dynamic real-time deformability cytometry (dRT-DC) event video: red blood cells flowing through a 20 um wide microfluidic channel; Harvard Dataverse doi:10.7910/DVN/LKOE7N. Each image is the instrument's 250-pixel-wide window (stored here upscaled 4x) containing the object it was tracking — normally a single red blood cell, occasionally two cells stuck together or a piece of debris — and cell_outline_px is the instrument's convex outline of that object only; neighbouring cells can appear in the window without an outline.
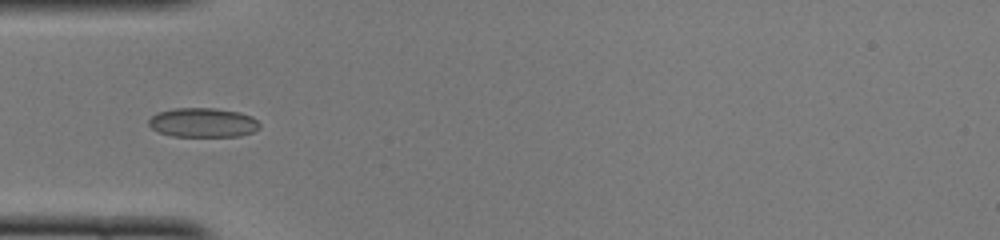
{"species": "common noctule bat (a hibernating species)", "species_latin": "Nyctalus noctula", "temperature_condition": "cold", "stored_images_in_passage": 30, "camera_frame_rate_fps": 3000, "um_per_image_px": 0.085, "animal": {"sex": "female", "body_mass_g": 22.0, "forearm_length_mm": 56.7}, "frame": {"image": 1, "passage_image": 5, "time_ms": 1.333, "image_size_px": [1000, 240], "cell_outline_px": [[260, 128], [252, 132], [240, 136], [172, 136], [160, 132], [152, 128], [148, 124], [148, 120], [156, 112], [172, 108], [212, 108], [240, 112], [252, 116], [260, 124]], "centroid_in_image_um": [17.24, 10.41], "position_along_channel_um": 67.8, "area_um2": 19.02}, "authors_computed_cell_mechanics": {"area_um2": 18.1203, "velocity_mm_per_s": 4.0061, "shape_relaxation_time_tau1_ms": 5.0918, "shape_relaxation_time_tau2_ms": 1.5203, "deformation_change_tau1": 0.0967, "deformation_change_tau2": 0.0443}}